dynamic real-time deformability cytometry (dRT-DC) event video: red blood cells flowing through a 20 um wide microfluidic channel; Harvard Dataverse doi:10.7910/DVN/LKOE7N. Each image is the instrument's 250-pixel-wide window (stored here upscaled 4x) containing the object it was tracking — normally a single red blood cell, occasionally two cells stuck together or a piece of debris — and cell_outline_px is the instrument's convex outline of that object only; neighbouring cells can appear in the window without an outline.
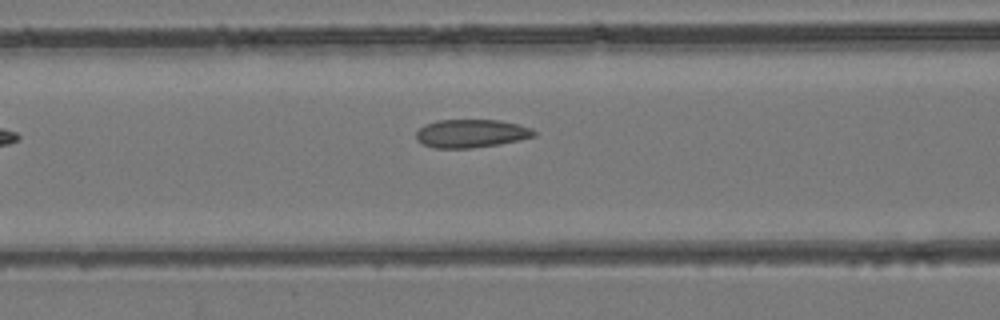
{"species": "common noctule bat (a hibernating species)", "species_latin": "Nyctalus noctula", "temperature_condition": "room temperature", "stored_images_in_passage": 18, "camera_frame_rate_fps": 3000, "um_per_image_px": 0.085, "animal": {"sex": "female", "body_mass_g": 24.6, "forearm_length_mm": 56.2}, "frame": {"image": 1, "passage_image": 6, "time_ms": 1.667, "image_size_px": [1000, 320], "cell_outline_px": [[536, 136], [520, 140], [500, 144], [472, 148], [432, 148], [420, 144], [416, 140], [416, 132], [424, 124], [436, 120], [500, 120], [532, 128], [536, 132]], "centroid_in_image_um": [40.02, 11.35], "position_along_channel_um": 126.6, "area_um2": 19.65}}
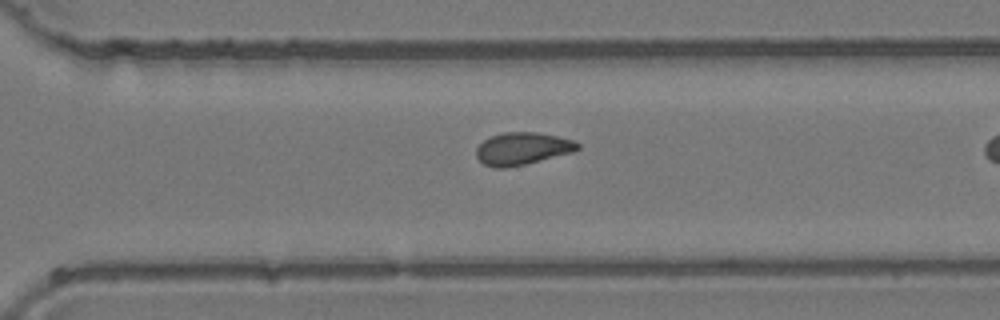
{"frame": {"image": 2, "passage_image": 16, "time_ms": 5.0, "image_size_px": [1000, 320], "cell_outline_px": [[580, 148], [572, 152], [508, 168], [496, 168], [484, 164], [476, 156], [476, 148], [488, 136], [504, 132], [536, 132], [556, 136], [572, 140], [580, 144]], "centroid_in_image_um": [44.37, 12.62], "position_along_channel_um": 326.2, "area_um2": 19.02}}